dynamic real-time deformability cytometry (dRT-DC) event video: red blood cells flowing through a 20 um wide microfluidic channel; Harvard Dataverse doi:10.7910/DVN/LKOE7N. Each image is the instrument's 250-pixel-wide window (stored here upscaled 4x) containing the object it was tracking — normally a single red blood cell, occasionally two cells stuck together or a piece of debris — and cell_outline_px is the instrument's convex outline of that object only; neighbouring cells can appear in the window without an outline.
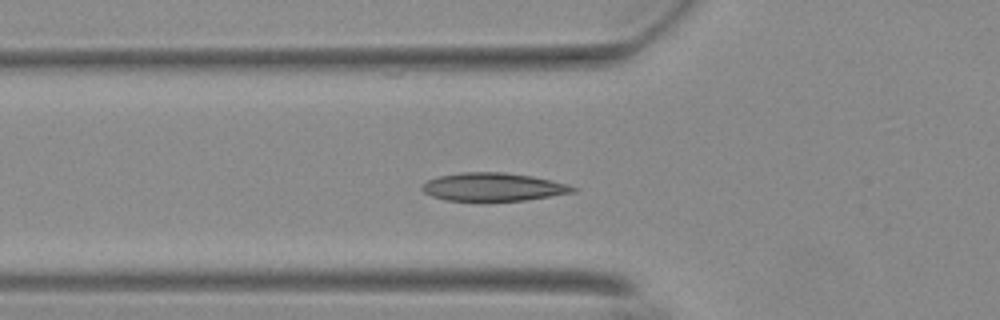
{"species": "Egyptian fruit bat (a non-hibernating species)", "species_latin": "Rousettus aegyptiacus", "temperature_condition": "warm", "stored_images_in_passage": 39, "camera_frame_rate_fps": 3000, "um_per_image_px": 0.085, "animal": {"sex": "female"}, "frame": {"image": 1, "passage_image": 2, "time_ms": 0.333, "image_size_px": [1000, 320], "cell_outline_px": [[576, 192], [528, 200], [480, 204], [444, 200], [432, 196], [424, 192], [420, 188], [420, 184], [428, 180], [440, 176], [464, 172], [504, 172], [532, 176], [564, 184], [576, 188]], "centroid_in_image_um": [41.84, 15.95], "position_along_channel_um": 84.0, "area_um2": 25.66}}
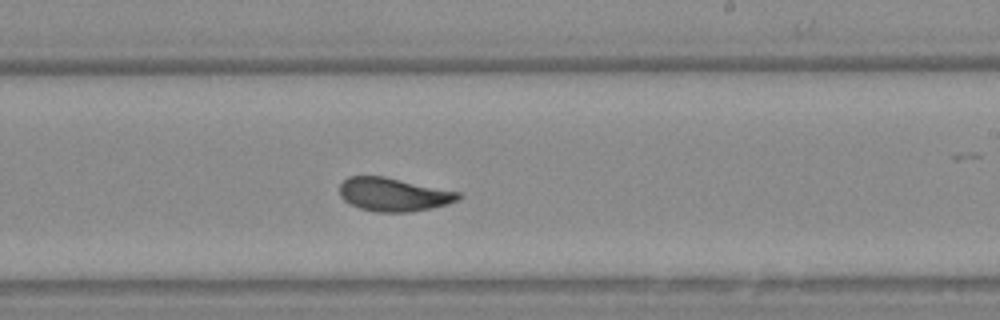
{"frame": {"image": 2, "passage_image": 16, "time_ms": 5.0, "image_size_px": [1000, 320], "cell_outline_px": [[460, 200], [448, 204], [408, 212], [376, 212], [360, 208], [344, 200], [340, 196], [340, 184], [348, 176], [384, 176], [460, 192]], "centroid_in_image_um": [33.45, 16.52], "position_along_channel_um": 255.6, "area_um2": 23.0}}
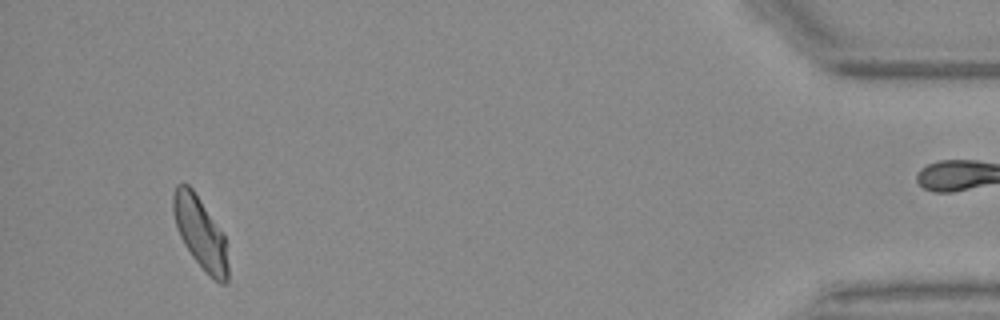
{"frame": {"image": 3, "passage_image": 35, "time_ms": 11.333, "image_size_px": [1000, 320], "cell_outline_px": [[228, 280], [224, 284], [220, 284], [192, 256], [184, 244], [176, 228], [172, 212], [172, 196], [176, 184], [188, 184], [192, 188], [224, 236], [228, 264]], "centroid_in_image_um": [16.99, 19.76], "position_along_channel_um": 418.2, "area_um2": 22.37}, "authors_computed_cell_mechanics": {"area_um2": 23.12, "velocity_mm_per_s": 3.6763, "shape_relaxation_time_tau1_ms": 9.608, "shape_relaxation_time_tau2_ms": 1.0793, "deformation_change_tau1": 0.203, "deformation_change_tau2": 0.0641}}